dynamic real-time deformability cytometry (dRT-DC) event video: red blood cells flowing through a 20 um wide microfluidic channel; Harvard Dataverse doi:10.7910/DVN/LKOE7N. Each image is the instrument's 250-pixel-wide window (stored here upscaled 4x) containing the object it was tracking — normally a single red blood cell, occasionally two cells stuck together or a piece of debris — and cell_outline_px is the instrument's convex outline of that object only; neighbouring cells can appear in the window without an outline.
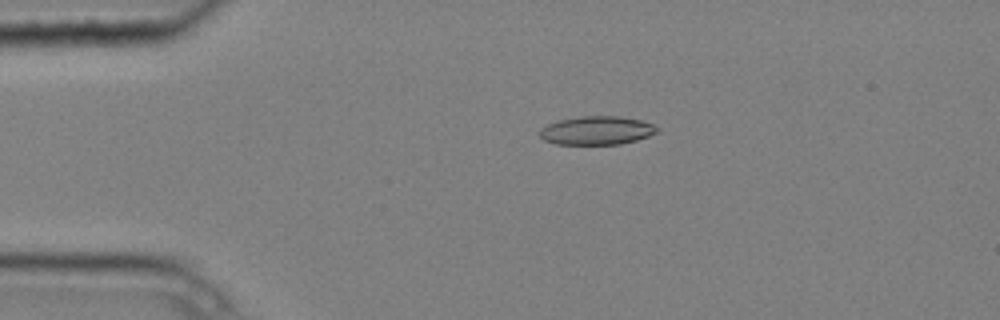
{"species": "common noctule bat (a hibernating species)", "species_latin": "Nyctalus noctula", "temperature_condition": "cold", "stored_images_in_passage": 5, "camera_frame_rate_fps": 3000, "um_per_image_px": 0.085, "animal": {"sex": "male", "body_mass_g": 20.4}, "frame": {"image": 1, "passage_image": 4, "time_ms": 1.0, "image_size_px": [1000, 320], "cell_outline_px": [[660, 128], [656, 132], [648, 136], [636, 140], [620, 144], [556, 144], [544, 140], [540, 136], [540, 128], [556, 120], [580, 116], [620, 116], [640, 120], [652, 124]], "centroid_in_image_um": [50.7, 11.08], "position_along_channel_um": 34.3, "area_um2": 19.54}}